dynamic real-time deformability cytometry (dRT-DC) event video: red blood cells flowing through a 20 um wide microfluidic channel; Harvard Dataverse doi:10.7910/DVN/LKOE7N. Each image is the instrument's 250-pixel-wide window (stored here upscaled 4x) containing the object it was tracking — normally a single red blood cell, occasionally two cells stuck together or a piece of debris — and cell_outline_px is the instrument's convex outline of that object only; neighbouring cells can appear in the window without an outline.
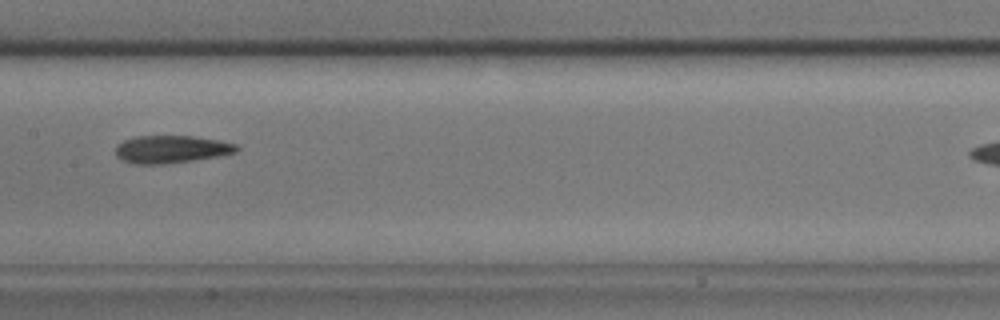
{"species": "common noctule bat (a hibernating species)", "species_latin": "Nyctalus noctula", "temperature_condition": "cold", "stored_images_in_passage": 40, "camera_frame_rate_fps": 3000, "um_per_image_px": 0.085, "animal": {"sex": "male", "body_mass_g": 17.9}, "frame": {"image": 1, "passage_image": 21, "time_ms": 6.667, "image_size_px": [1000, 320], "cell_outline_px": [[240, 148], [236, 152], [220, 156], [196, 160], [164, 164], [132, 164], [116, 156], [116, 148], [124, 140], [136, 136], [192, 136], [220, 140], [236, 144]], "centroid_in_image_um": [14.6, 12.69], "position_along_channel_um": 192.8, "area_um2": 19.54}}
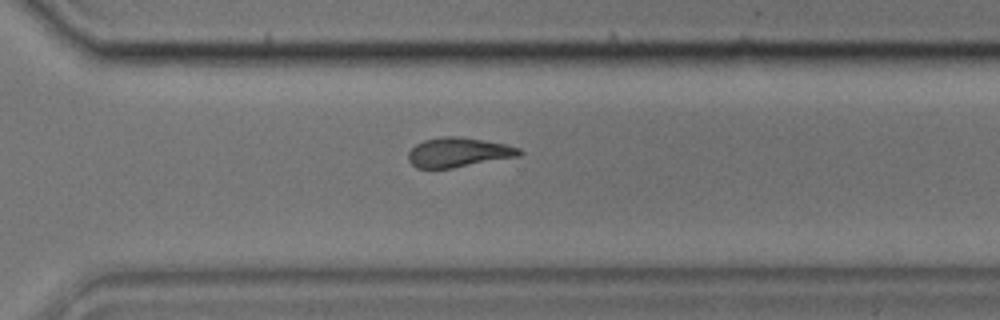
{"frame": {"image": 2, "passage_image": 33, "time_ms": 10.667, "image_size_px": [1000, 320], "cell_outline_px": [[524, 152], [520, 156], [452, 168], [416, 168], [408, 160], [408, 152], [416, 144], [424, 140], [444, 136], [456, 136], [504, 144], [520, 148]], "centroid_in_image_um": [38.96, 12.96], "position_along_channel_um": 331.6, "area_um2": 18.96}}
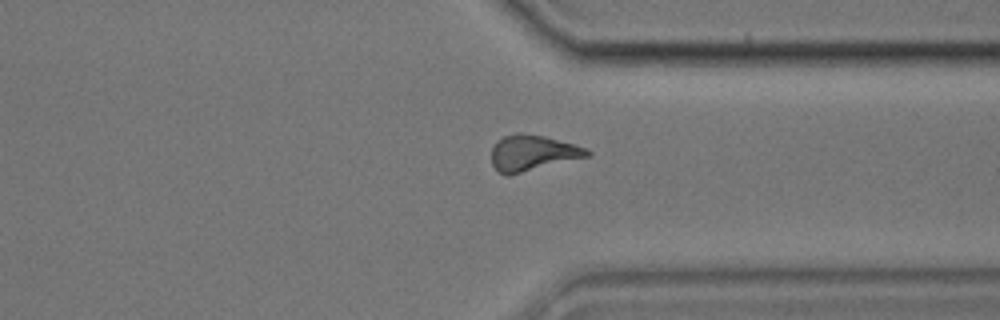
{"frame": {"image": 3, "passage_image": 36, "time_ms": 11.667, "image_size_px": [1000, 320], "cell_outline_px": [[592, 156], [508, 176], [500, 172], [492, 164], [492, 148], [496, 140], [504, 136], [516, 132], [520, 132], [544, 136], [588, 148], [592, 152]], "centroid_in_image_um": [45.3, 13.0], "position_along_channel_um": 366.1, "area_um2": 20.23}}